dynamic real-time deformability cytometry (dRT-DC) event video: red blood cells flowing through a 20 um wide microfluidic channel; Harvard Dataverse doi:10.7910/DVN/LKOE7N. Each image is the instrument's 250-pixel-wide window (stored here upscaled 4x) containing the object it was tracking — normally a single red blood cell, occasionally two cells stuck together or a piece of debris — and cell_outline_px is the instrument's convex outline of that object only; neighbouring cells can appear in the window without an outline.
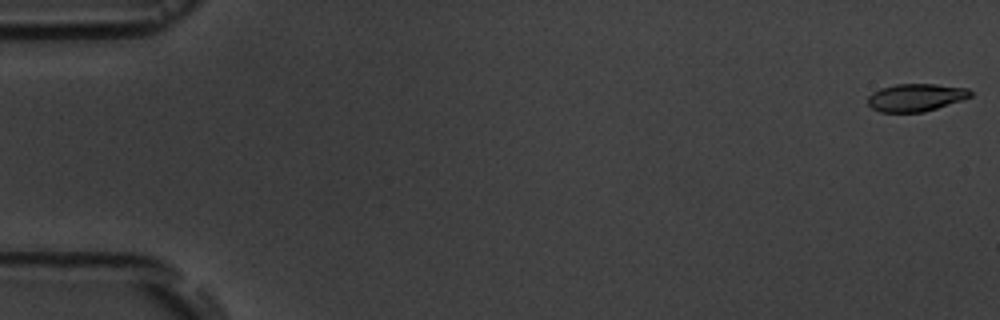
{"species": "common noctule bat (a hibernating species)", "species_latin": "Nyctalus noctula", "temperature_condition": "room temperature", "stored_images_in_passage": 6, "camera_frame_rate_fps": 3000, "um_per_image_px": 0.085, "animal": {"sex": "male", "body_mass_g": 19.5, "forearm_length_mm": 54.6}, "frame": {"image": 1, "passage_image": 1, "time_ms": 0.0, "image_size_px": [1000, 320], "cell_outline_px": [[972, 96], [964, 100], [924, 112], [880, 112], [872, 108], [868, 104], [868, 96], [872, 92], [880, 88], [896, 84], [936, 84], [968, 88], [972, 92]], "centroid_in_image_um": [77.86, 8.28], "position_along_channel_um": 7.1, "area_um2": 16.7}}
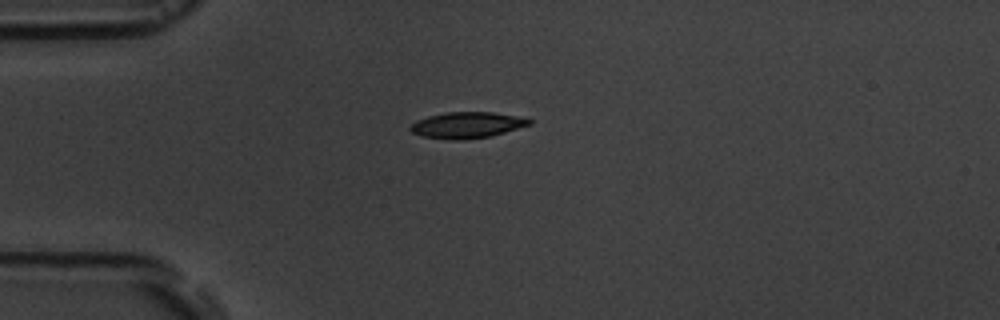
{"frame": {"image": 2, "passage_image": 5, "time_ms": 4.667, "image_size_px": [1000, 320], "cell_outline_px": [[532, 124], [492, 136], [460, 140], [452, 140], [424, 136], [412, 132], [408, 128], [416, 120], [428, 116], [444, 112], [492, 112], [528, 116], [532, 120]], "centroid_in_image_um": [39.77, 10.61], "position_along_channel_um": 45.2, "area_um2": 18.38}}